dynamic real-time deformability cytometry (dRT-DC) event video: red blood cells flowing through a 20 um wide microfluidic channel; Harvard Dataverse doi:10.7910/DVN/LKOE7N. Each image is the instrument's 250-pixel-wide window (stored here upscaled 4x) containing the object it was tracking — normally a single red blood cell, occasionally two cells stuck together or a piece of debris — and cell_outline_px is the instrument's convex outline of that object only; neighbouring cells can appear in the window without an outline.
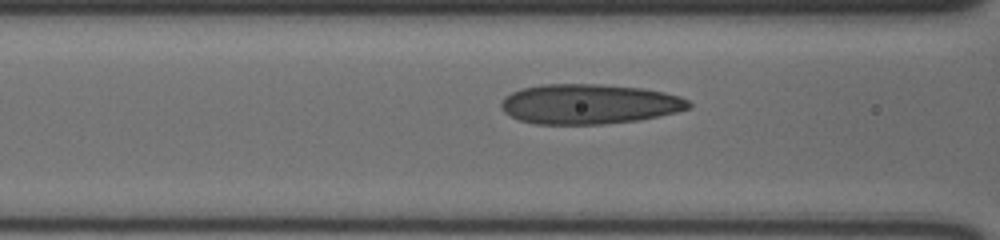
{"species": "human", "species_latin": "Homo sapiens", "temperature_condition": "cold", "stored_images_in_passage": 30, "camera_frame_rate_fps": 3000, "um_per_image_px": 0.085, "donor": {"sex": "male"}, "frame": {"image": 1, "passage_image": 24, "time_ms": 7.667, "image_size_px": [1000, 240], "cell_outline_px": [[692, 104], [688, 108], [676, 112], [640, 120], [604, 124], [536, 124], [520, 120], [504, 112], [500, 104], [500, 100], [504, 96], [520, 88], [540, 84], [600, 84], [644, 88], [664, 92], [680, 96], [688, 100]], "centroid_in_image_um": [50.06, 8.83], "position_along_channel_um": 116.5, "area_um2": 43.93}}
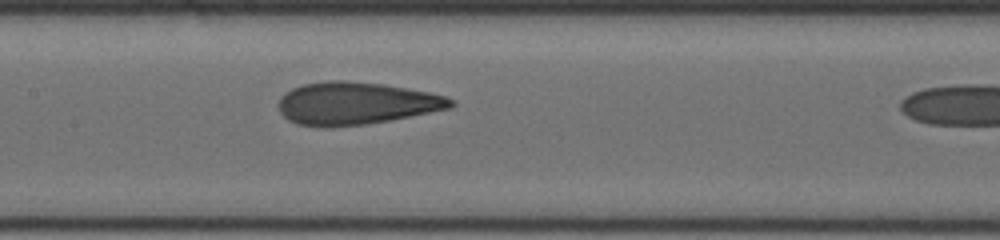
{"frame": {"image": 2, "passage_image": 29, "time_ms": 9.333, "image_size_px": [1000, 240], "cell_outline_px": [[456, 104], [452, 108], [388, 120], [364, 124], [332, 128], [296, 124], [288, 120], [280, 112], [280, 96], [284, 92], [292, 88], [304, 84], [328, 80], [344, 80], [384, 84], [428, 92], [444, 96], [452, 100]], "centroid_in_image_um": [30.23, 8.78], "position_along_channel_um": 177.2, "area_um2": 42.6}}